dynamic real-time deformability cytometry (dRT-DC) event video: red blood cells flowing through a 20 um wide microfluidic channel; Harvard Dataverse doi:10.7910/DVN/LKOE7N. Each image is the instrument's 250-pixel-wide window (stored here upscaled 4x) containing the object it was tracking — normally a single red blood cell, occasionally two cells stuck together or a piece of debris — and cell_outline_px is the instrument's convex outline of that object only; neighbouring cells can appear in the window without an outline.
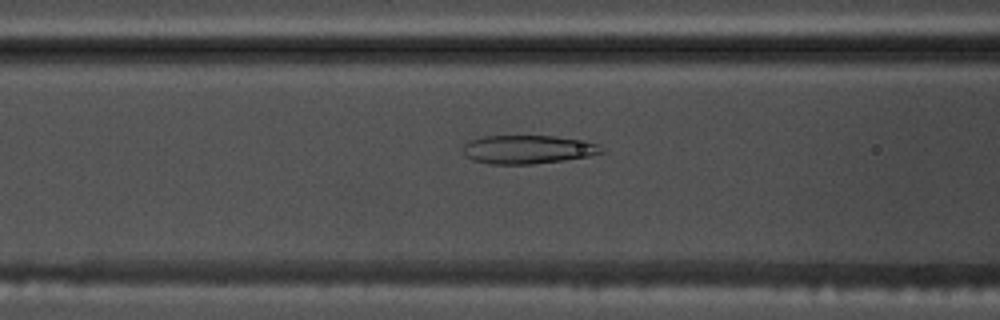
{"species": "common noctule bat (a hibernating species)", "species_latin": "Nyctalus noctula", "temperature_condition": "warm", "stored_images_in_passage": 54, "camera_frame_rate_fps": 3000, "um_per_image_px": 0.085, "animal": {"sex": "male", "body_mass_g": 17.5, "forearm_length_mm": 52.3}, "frame": {"image": 1, "passage_image": 22, "time_ms": 7.0, "image_size_px": [1000, 320], "cell_outline_px": [[608, 152], [588, 156], [564, 160], [532, 164], [492, 164], [472, 160], [464, 156], [464, 144], [468, 140], [480, 136], [552, 136], [588, 140], [600, 144]], "centroid_in_image_um": [44.92, 12.69], "position_along_channel_um": 121.7, "area_um2": 23.47}}
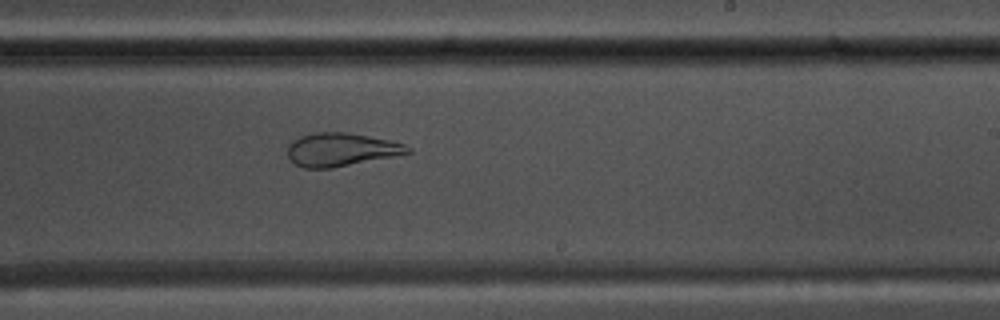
{"frame": {"image": 2, "passage_image": 33, "time_ms": 10.667, "image_size_px": [1000, 320], "cell_outline_px": [[412, 152], [332, 168], [304, 168], [296, 164], [288, 156], [288, 144], [292, 140], [300, 136], [316, 132], [348, 132], [392, 140], [404, 144], [412, 148]], "centroid_in_image_um": [28.99, 12.7], "position_along_channel_um": 260.0, "area_um2": 23.24}}
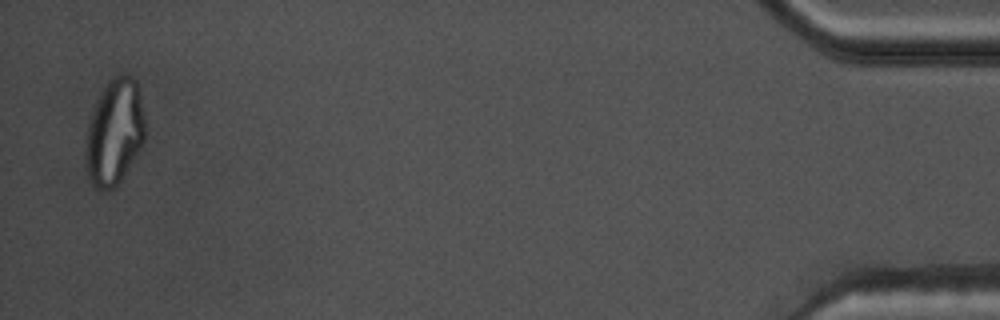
{"frame": {"image": 3, "passage_image": 53, "time_ms": 17.333, "image_size_px": [1000, 320], "cell_outline_px": [[144, 140], [140, 148], [120, 180], [112, 188], [104, 192], [100, 192], [92, 184], [88, 176], [84, 160], [84, 156], [88, 124], [92, 112], [104, 88], [116, 76], [124, 72], [132, 76], [136, 80], [144, 112]], "centroid_in_image_um": [9.71, 11.26], "position_along_channel_um": 425.5, "area_um2": 36.36}}